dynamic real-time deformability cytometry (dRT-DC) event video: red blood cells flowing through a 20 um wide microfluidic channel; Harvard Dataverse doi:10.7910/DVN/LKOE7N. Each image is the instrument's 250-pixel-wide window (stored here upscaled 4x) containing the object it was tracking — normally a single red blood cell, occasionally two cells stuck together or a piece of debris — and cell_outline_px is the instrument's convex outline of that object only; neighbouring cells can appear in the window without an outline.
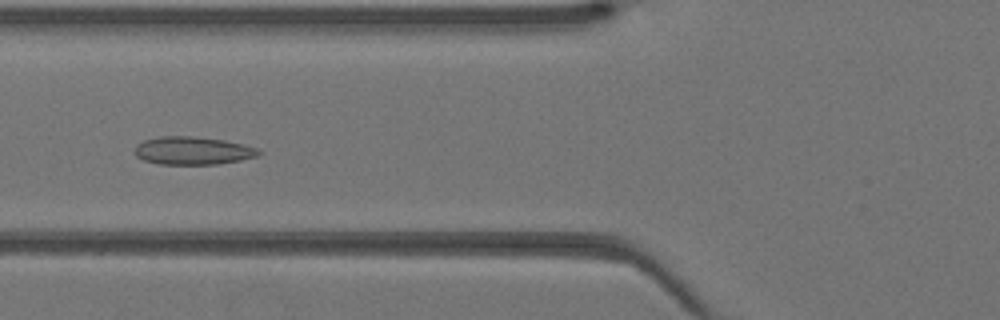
{"species": "Egyptian fruit bat (a non-hibernating species)", "species_latin": "Rousettus aegyptiacus", "temperature_condition": "warm", "stored_images_in_passage": 29, "camera_frame_rate_fps": 3000, "um_per_image_px": 0.085, "animal": {"sex": "female"}, "frame": {"image": 1, "passage_image": 3, "time_ms": 0.667, "image_size_px": [1000, 320], "cell_outline_px": [[264, 152], [256, 156], [240, 160], [220, 164], [160, 164], [144, 160], [136, 156], [136, 144], [144, 140], [160, 136], [192, 136], [224, 140], [256, 148]], "centroid_in_image_um": [16.38, 12.81], "position_along_channel_um": 109.4, "area_um2": 20.06}}
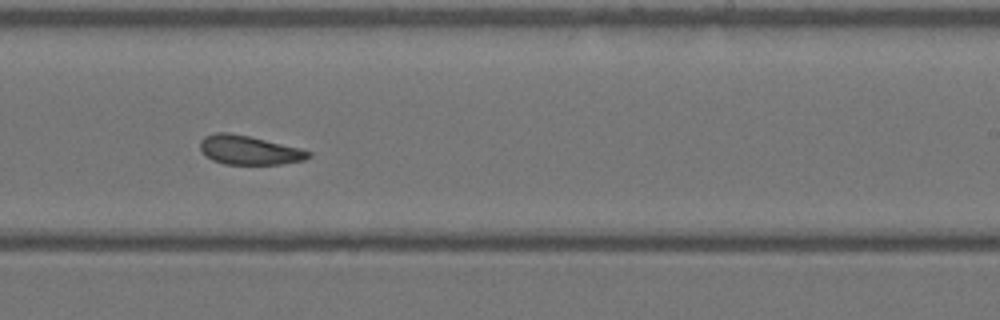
{"frame": {"image": 2, "passage_image": 13, "time_ms": 4.0, "image_size_px": [1000, 320], "cell_outline_px": [[312, 156], [304, 160], [280, 164], [224, 164], [212, 160], [200, 148], [200, 140], [204, 136], [216, 132], [228, 132], [248, 136], [300, 148], [312, 152]], "centroid_in_image_um": [21.18, 12.76], "position_along_channel_um": 267.8, "area_um2": 18.21}}
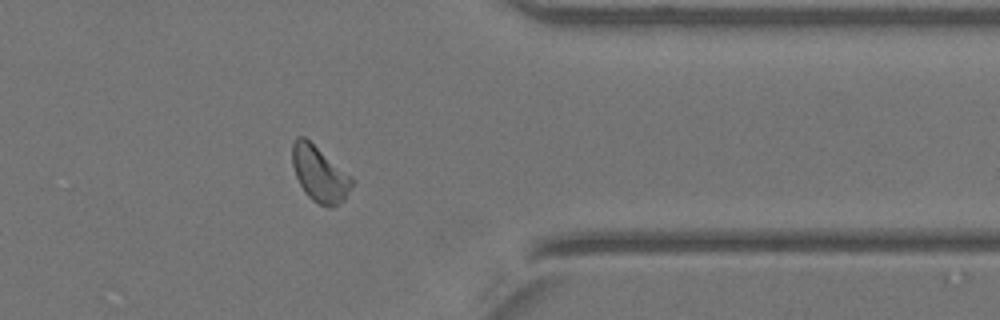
{"frame": {"image": 3, "passage_image": 21, "time_ms": 6.667, "image_size_px": [1000, 320], "cell_outline_px": [[356, 180], [344, 200], [328, 208], [312, 200], [304, 192], [296, 176], [292, 164], [292, 144], [296, 136], [304, 136], [352, 176]], "centroid_in_image_um": [27.17, 14.78], "position_along_channel_um": 384.2, "area_um2": 19.36}}